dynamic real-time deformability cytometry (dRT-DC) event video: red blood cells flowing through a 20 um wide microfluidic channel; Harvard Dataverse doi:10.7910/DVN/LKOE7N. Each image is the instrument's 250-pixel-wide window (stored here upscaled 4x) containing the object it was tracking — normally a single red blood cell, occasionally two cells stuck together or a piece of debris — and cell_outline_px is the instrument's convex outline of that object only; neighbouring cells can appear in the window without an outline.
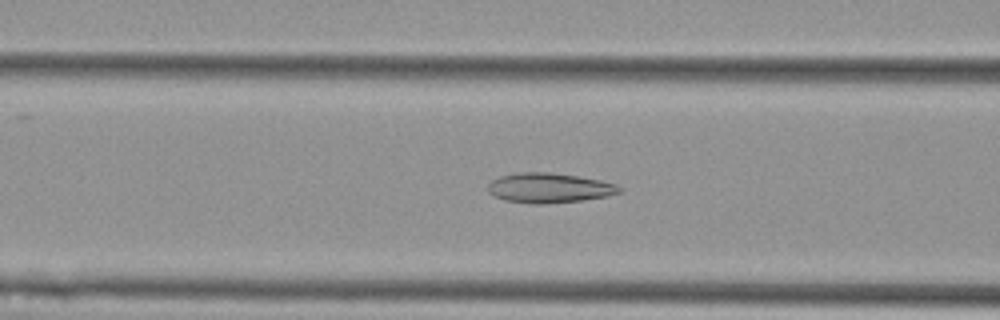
{"species": "Egyptian fruit bat (a non-hibernating species)", "species_latin": "Rousettus aegyptiacus", "temperature_condition": "cold", "stored_images_in_passage": 26, "camera_frame_rate_fps": 3000, "um_per_image_px": 0.085, "animal": {"sex": "female"}, "frame": {"image": 1, "passage_image": 13, "time_ms": 4.0, "image_size_px": [1000, 320], "cell_outline_px": [[624, 192], [608, 196], [580, 200], [544, 204], [528, 204], [504, 200], [488, 192], [488, 184], [492, 180], [500, 176], [520, 172], [548, 172], [576, 176], [600, 180], [616, 184], [624, 188]], "centroid_in_image_um": [46.71, 15.98], "position_along_channel_um": 119.9, "area_um2": 22.95}}
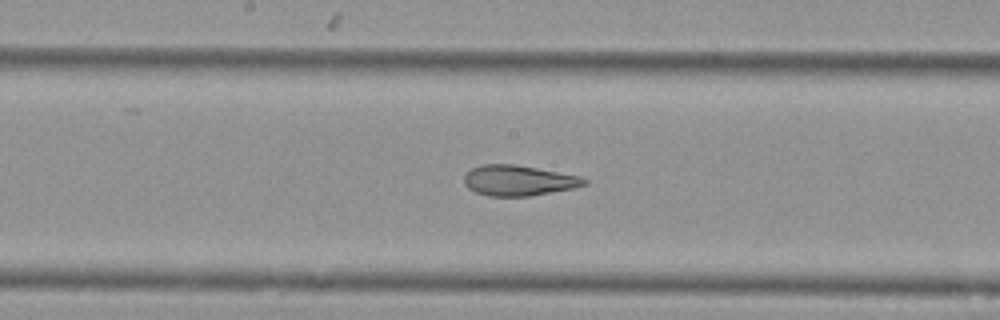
{"frame": {"image": 2, "passage_image": 20, "time_ms": 6.333, "image_size_px": [1000, 320], "cell_outline_px": [[588, 184], [576, 188], [528, 196], [488, 196], [476, 192], [468, 188], [464, 184], [464, 176], [472, 168], [480, 164], [512, 164], [536, 168], [580, 176], [588, 180]], "centroid_in_image_um": [44.08, 15.34], "position_along_channel_um": 204.1, "area_um2": 21.33}}
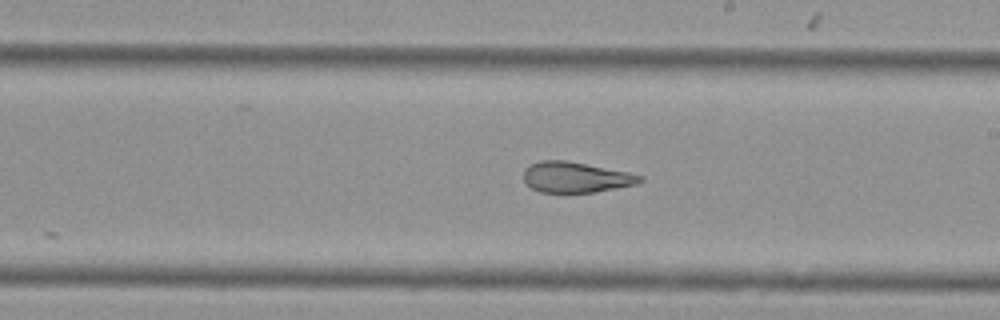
{"frame": {"image": 3, "passage_image": 23, "time_ms": 7.333, "image_size_px": [1000, 320], "cell_outline_px": [[644, 180], [636, 184], [596, 192], [564, 196], [540, 192], [532, 188], [524, 180], [524, 172], [532, 164], [540, 160], [564, 160], [628, 172], [644, 176]], "centroid_in_image_um": [48.94, 15.12], "position_along_channel_um": 240.1, "area_um2": 21.27}}